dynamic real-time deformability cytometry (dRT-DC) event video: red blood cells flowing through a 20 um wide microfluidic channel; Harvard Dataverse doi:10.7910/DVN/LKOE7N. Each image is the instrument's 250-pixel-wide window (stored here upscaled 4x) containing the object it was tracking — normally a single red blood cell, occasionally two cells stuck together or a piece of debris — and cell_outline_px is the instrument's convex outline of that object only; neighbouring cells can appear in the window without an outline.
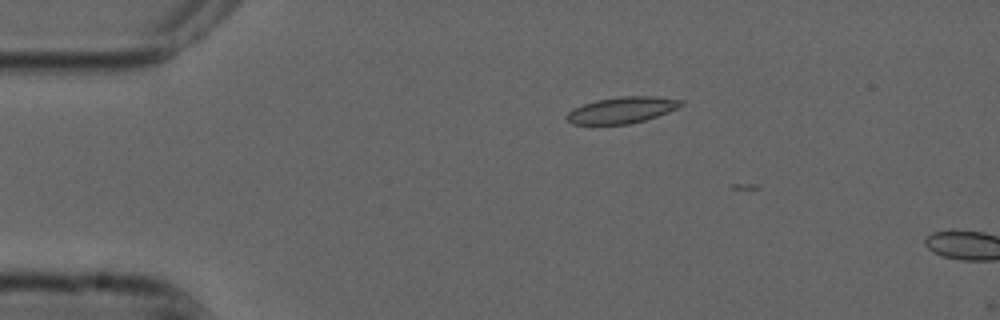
{"species": "common noctule bat (a hibernating species)", "species_latin": "Nyctalus noctula", "temperature_condition": "cold", "stored_images_in_passage": 4, "camera_frame_rate_fps": 3000, "um_per_image_px": 0.085, "animal": {"sex": "male", "forearm_length_mm": 52.5}, "frame": {"image": 1, "passage_image": 2, "time_ms": 0.333, "image_size_px": [1000, 320], "cell_outline_px": [[684, 104], [668, 112], [644, 120], [628, 124], [572, 124], [564, 116], [572, 108], [596, 100], [620, 96], [656, 96], [684, 100]], "centroid_in_image_um": [52.86, 9.34], "position_along_channel_um": 32.1, "area_um2": 17.51}}